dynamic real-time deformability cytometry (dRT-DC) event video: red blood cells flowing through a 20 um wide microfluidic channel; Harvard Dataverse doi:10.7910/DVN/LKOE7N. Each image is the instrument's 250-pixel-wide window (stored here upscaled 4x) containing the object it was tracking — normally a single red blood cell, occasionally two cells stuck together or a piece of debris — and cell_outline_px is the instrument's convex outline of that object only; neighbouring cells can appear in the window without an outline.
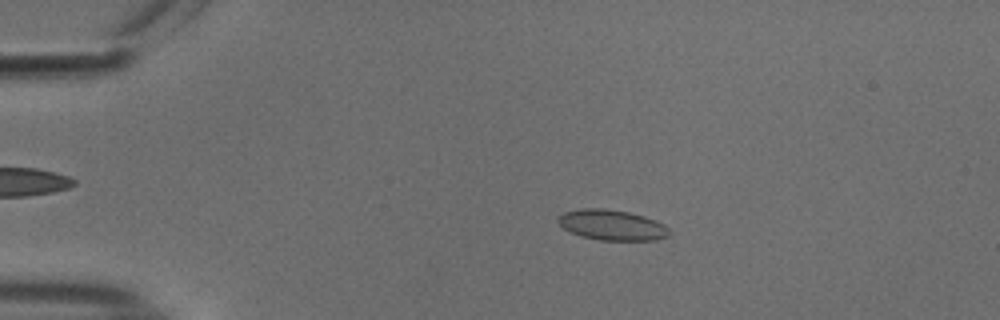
{"species": "common noctule bat (a hibernating species)", "species_latin": "Nyctalus noctula", "temperature_condition": "cold", "stored_images_in_passage": 54, "camera_frame_rate_fps": 3000, "um_per_image_px": 0.085, "animal": {"sex": "male", "body_mass_g": 18.8}, "frame": {"image": 1, "passage_image": 11, "time_ms": 3.333, "image_size_px": [1000, 320], "cell_outline_px": [[672, 232], [668, 236], [656, 240], [600, 240], [580, 236], [564, 228], [556, 220], [564, 212], [580, 208], [604, 208], [628, 212], [644, 216], [656, 220], [664, 224]], "centroid_in_image_um": [52.04, 19.12], "position_along_channel_um": 33.0, "area_um2": 19.77}}
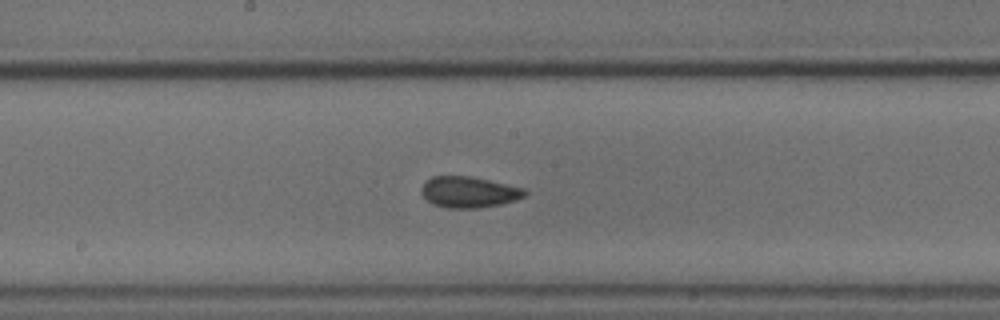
{"frame": {"image": 2, "passage_image": 29, "time_ms": 9.333, "image_size_px": [1000, 320], "cell_outline_px": [[528, 192], [524, 196], [516, 200], [500, 204], [480, 208], [448, 208], [432, 204], [420, 192], [420, 188], [424, 180], [432, 176], [472, 176], [524, 188]], "centroid_in_image_um": [39.82, 16.32], "position_along_channel_um": 208.4, "area_um2": 18.9}}
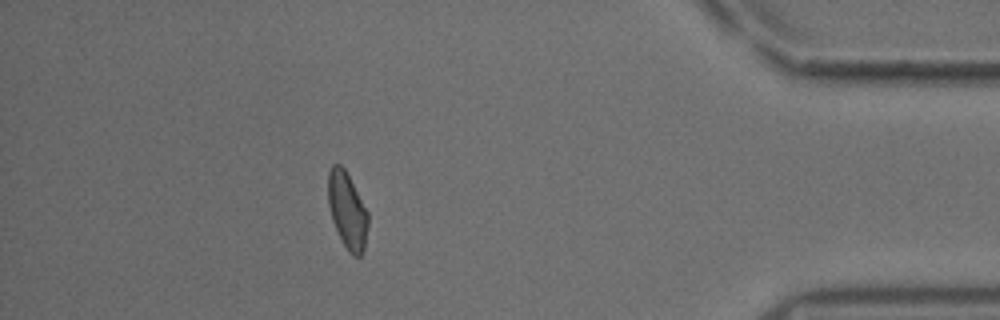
{"frame": {"image": 3, "passage_image": 48, "time_ms": 15.667, "image_size_px": [1000, 320], "cell_outline_px": [[368, 224], [364, 248], [360, 256], [352, 256], [348, 252], [332, 220], [328, 204], [328, 172], [332, 164], [340, 164], [344, 168], [368, 212]], "centroid_in_image_um": [29.51, 17.88], "position_along_channel_um": 405.7, "area_um2": 17.57}, "authors_computed_cell_mechanics": {"area_um2": 18.5538, "velocity_mm_per_s": 3.7696, "shape_relaxation_time_tau1_ms": 3.8922, "shape_relaxation_time_tau2_ms": 2.2822, "deformation_change_tau1": 0.0668, "deformation_change_tau2": 0.0595}}